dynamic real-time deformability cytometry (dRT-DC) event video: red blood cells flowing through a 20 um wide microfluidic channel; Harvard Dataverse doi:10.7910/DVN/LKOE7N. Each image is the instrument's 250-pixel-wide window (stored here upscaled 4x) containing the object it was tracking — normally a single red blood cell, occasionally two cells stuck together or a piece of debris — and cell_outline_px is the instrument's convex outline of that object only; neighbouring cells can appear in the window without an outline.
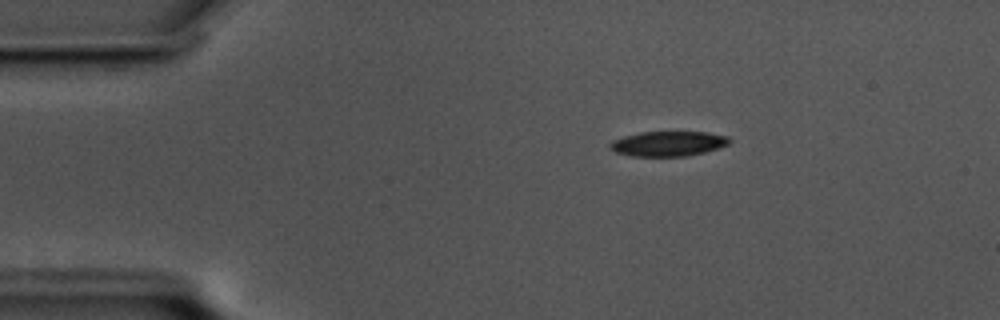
{"species": "common noctule bat (a hibernating species)", "species_latin": "Nyctalus noctula", "temperature_condition": "cold", "stored_images_in_passage": 49, "camera_frame_rate_fps": 3000, "um_per_image_px": 0.085, "animal": {"sex": "male", "body_mass_g": 17.5, "forearm_length_mm": 52.3}, "frame": {"image": 1, "passage_image": 1, "time_ms": 0.0, "image_size_px": [1000, 320], "cell_outline_px": [[732, 140], [728, 144], [704, 152], [684, 156], [632, 156], [616, 152], [608, 148], [608, 144], [612, 140], [624, 136], [640, 132], [708, 132], [728, 136]], "centroid_in_image_um": [56.76, 12.2], "position_along_channel_um": 28.2, "area_um2": 17.34}}
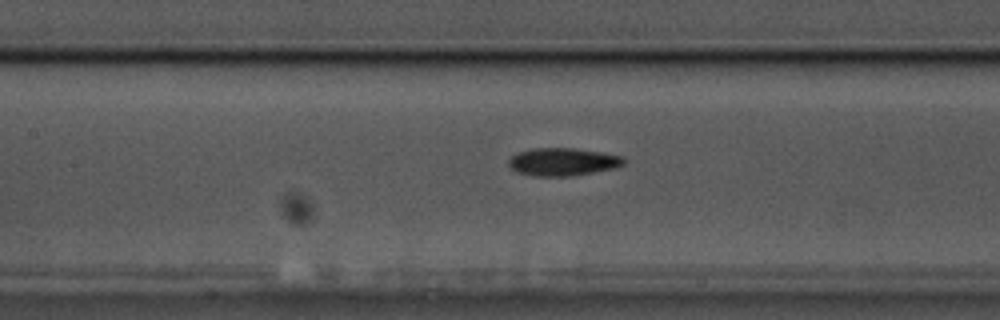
{"frame": {"image": 2, "passage_image": 17, "time_ms": 5.333, "image_size_px": [1000, 320], "cell_outline_px": [[624, 164], [616, 168], [568, 176], [532, 176], [516, 172], [508, 164], [508, 160], [512, 156], [520, 152], [532, 148], [572, 148], [600, 152], [624, 156]], "centroid_in_image_um": [47.83, 13.75], "position_along_channel_um": 159.6, "area_um2": 18.55}}
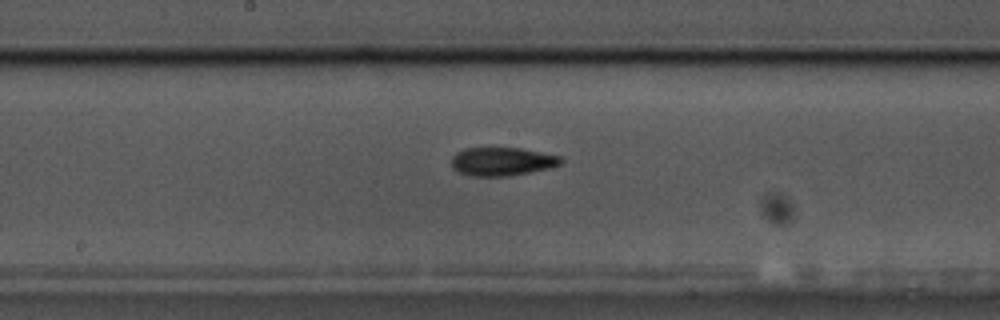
{"frame": {"image": 3, "passage_image": 21, "time_ms": 6.667, "image_size_px": [1000, 320], "cell_outline_px": [[564, 160], [560, 164], [552, 168], [508, 176], [472, 176], [456, 172], [452, 168], [452, 156], [456, 152], [464, 148], [520, 148], [560, 156]], "centroid_in_image_um": [42.66, 13.73], "position_along_channel_um": 205.5, "area_um2": 18.26}, "authors_computed_cell_mechanics": {"area_um2": 17.918, "velocity_mm_per_s": 3.4789, "shape_relaxation_time_tau1_ms": 6.9055, "shape_relaxation_time_tau2_ms": 3.5901, "deformation_change_tau1": 0.1619, "deformation_change_tau2": 0.1114}}